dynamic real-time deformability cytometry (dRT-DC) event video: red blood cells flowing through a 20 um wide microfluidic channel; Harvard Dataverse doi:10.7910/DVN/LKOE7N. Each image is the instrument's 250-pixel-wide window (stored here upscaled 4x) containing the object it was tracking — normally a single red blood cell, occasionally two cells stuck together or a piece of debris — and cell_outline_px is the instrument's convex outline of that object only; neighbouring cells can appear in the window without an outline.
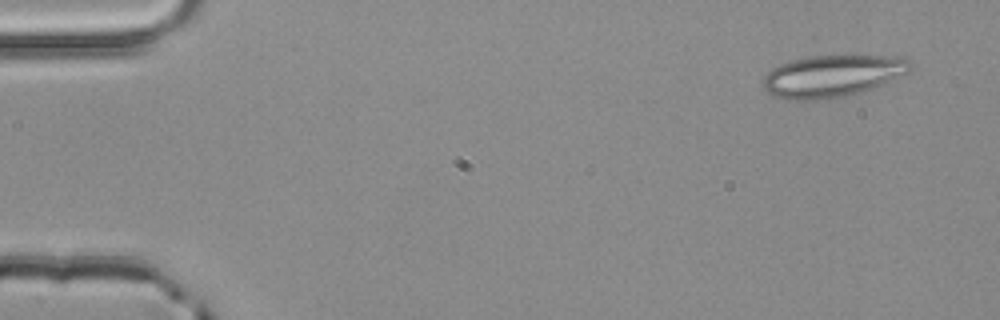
{"species": "common noctule bat (a hibernating species)", "species_latin": "Nyctalus noctula", "temperature_condition": "room temperature", "stored_images_in_passage": 3, "camera_frame_rate_fps": 3000, "um_per_image_px": 0.085, "animal": {"sex": "male", "body_mass_g": 20.4}, "frame": {"image": 1, "passage_image": 1, "time_ms": 0.0, "image_size_px": [1000, 320], "cell_outline_px": [[912, 68], [908, 72], [884, 84], [860, 92], [828, 100], [788, 100], [772, 96], [764, 92], [760, 84], [764, 76], [772, 68], [780, 64], [792, 60], [808, 56], [904, 56], [908, 60]], "centroid_in_image_um": [70.69, 6.48], "position_along_channel_um": 14.3, "area_um2": 36.47}}